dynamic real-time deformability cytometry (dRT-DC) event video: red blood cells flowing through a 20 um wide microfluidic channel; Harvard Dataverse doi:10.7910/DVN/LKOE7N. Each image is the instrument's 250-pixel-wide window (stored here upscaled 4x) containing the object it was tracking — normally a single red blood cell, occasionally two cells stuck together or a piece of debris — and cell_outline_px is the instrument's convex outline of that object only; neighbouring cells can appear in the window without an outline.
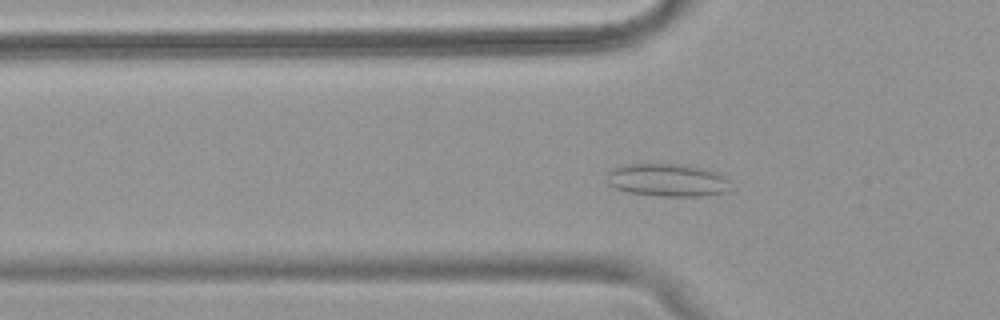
{"species": "common noctule bat (a hibernating species)", "species_latin": "Nyctalus noctula", "temperature_condition": "warm", "stored_images_in_passage": 49, "camera_frame_rate_fps": 3000, "um_per_image_px": 0.085, "animal": {"sex": "female", "body_mass_g": 18.4}, "frame": {"image": 1, "passage_image": 14, "time_ms": 4.333, "image_size_px": [1000, 320], "cell_outline_px": [[728, 192], [700, 196], [660, 196], [628, 192], [616, 188], [608, 184], [608, 172], [616, 164], [676, 164], [720, 172], [728, 180]], "centroid_in_image_um": [56.7, 15.3], "position_along_channel_um": 69.1, "area_um2": 23.58}}
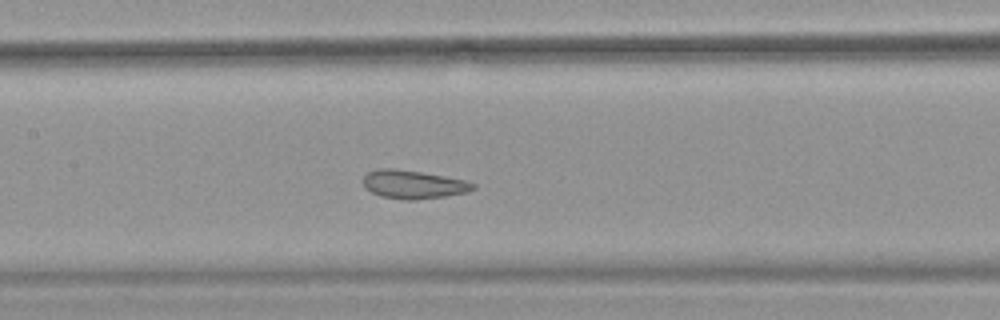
{"frame": {"image": 2, "passage_image": 22, "time_ms": 7.0, "image_size_px": [1000, 320], "cell_outline_px": [[476, 188], [468, 192], [444, 196], [416, 200], [404, 200], [380, 196], [364, 188], [364, 176], [368, 172], [380, 168], [392, 168], [420, 172], [468, 180], [476, 184]], "centroid_in_image_um": [35.16, 15.68], "position_along_channel_um": 172.2, "area_um2": 18.26}}
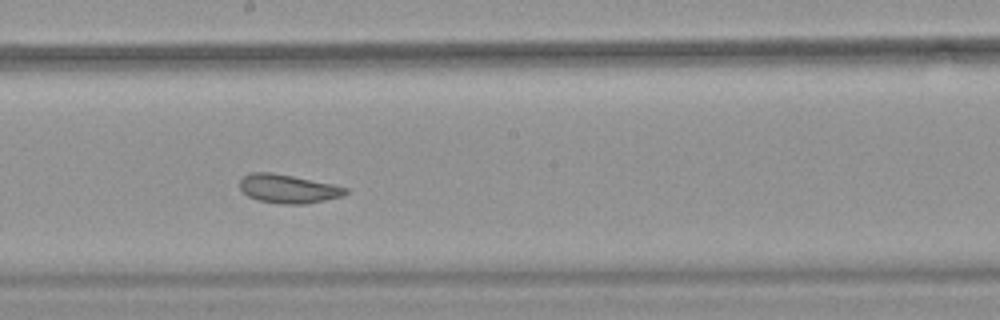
{"frame": {"image": 3, "passage_image": 26, "time_ms": 8.333, "image_size_px": [1000, 320], "cell_outline_px": [[348, 192], [344, 196], [304, 204], [280, 204], [260, 200], [248, 196], [240, 188], [240, 180], [248, 172], [272, 172], [332, 184], [348, 188]], "centroid_in_image_um": [24.49, 16.04], "position_along_channel_um": 223.7, "area_um2": 17.57}, "authors_computed_cell_mechanics": {"area_um2": 20.2878, "velocity_mm_per_s": 3.8839, "shape_relaxation_time_tau1_ms": null, "shape_relaxation_time_tau2_ms": 1.1774, "deformation_change_tau1": null, "deformation_change_tau2": 0.0679}}